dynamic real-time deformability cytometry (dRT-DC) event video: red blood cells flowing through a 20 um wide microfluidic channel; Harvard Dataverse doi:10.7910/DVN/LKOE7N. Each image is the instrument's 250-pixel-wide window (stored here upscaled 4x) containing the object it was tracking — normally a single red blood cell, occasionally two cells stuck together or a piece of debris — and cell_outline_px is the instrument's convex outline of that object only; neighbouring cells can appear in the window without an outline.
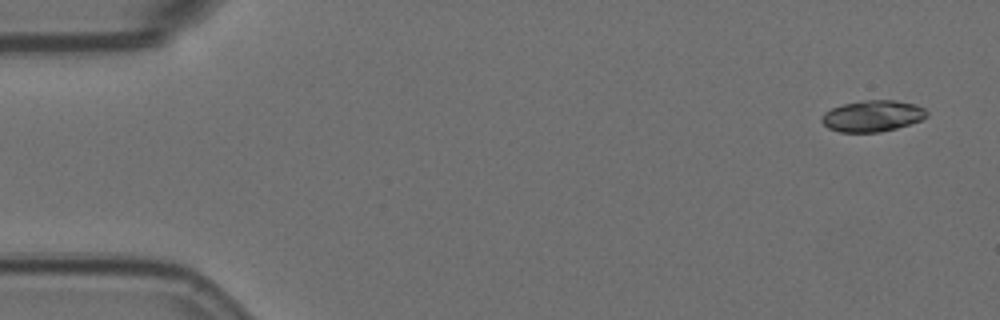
{"species": "Egyptian fruit bat (a non-hibernating species)", "species_latin": "Rousettus aegyptiacus", "temperature_condition": "room temperature", "stored_images_in_passage": 6, "segment_of_instrument_passage": [1, 2], "camera_frame_rate_fps": 3000, "um_per_image_px": 0.085, "animal": {"sex": "female"}, "frame": {"image": 1, "passage_image": 1, "time_ms": 0.0, "image_size_px": [1000, 320], "cell_outline_px": [[928, 116], [920, 120], [896, 128], [880, 132], [840, 132], [828, 128], [820, 120], [820, 116], [824, 112], [832, 108], [844, 104], [864, 100], [896, 100], [916, 104], [924, 108], [928, 112]], "centroid_in_image_um": [74.15, 9.85], "position_along_channel_um": 10.8, "area_um2": 19.19}}
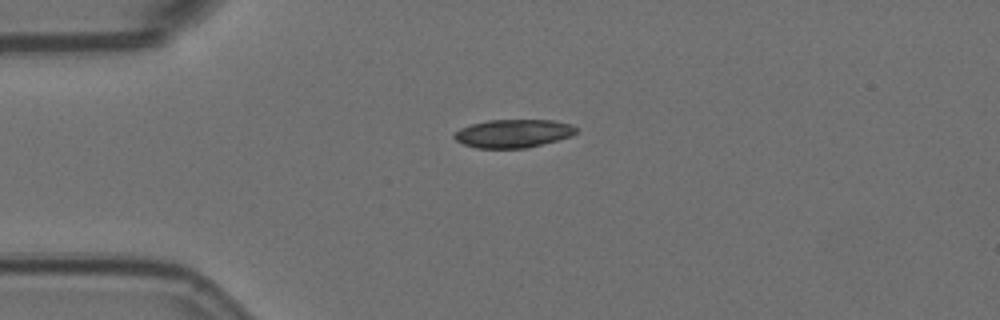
{"frame": {"image": 2, "passage_image": 4, "time_ms": 1.0, "image_size_px": [1000, 320], "cell_outline_px": [[576, 132], [572, 136], [560, 140], [528, 148], [476, 148], [464, 144], [456, 140], [452, 136], [460, 128], [472, 124], [488, 120], [552, 120], [572, 124], [576, 128]], "centroid_in_image_um": [43.65, 11.35], "position_along_channel_um": 41.3, "area_um2": 20.17}}